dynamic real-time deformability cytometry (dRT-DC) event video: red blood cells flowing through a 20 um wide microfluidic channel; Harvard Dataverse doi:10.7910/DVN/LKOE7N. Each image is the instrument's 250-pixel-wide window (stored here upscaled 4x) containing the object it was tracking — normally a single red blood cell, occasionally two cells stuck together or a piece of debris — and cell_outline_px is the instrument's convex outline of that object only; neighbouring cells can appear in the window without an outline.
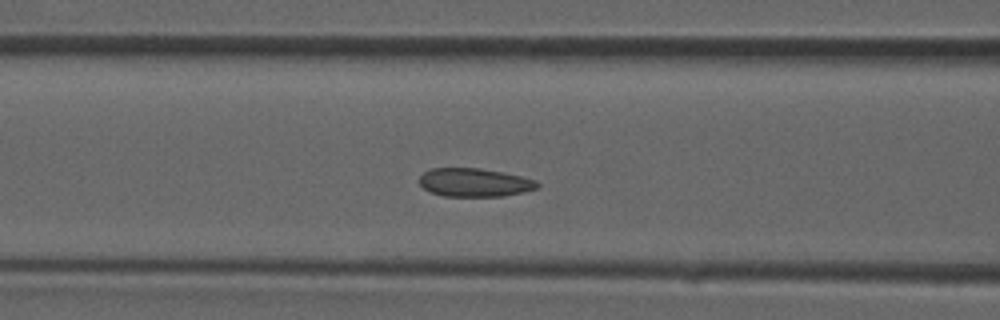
{"species": "common noctule bat (a hibernating species)", "species_latin": "Nyctalus noctula", "temperature_condition": "room temperature", "stored_images_in_passage": 31, "camera_frame_rate_fps": 3000, "um_per_image_px": 0.085, "animal": {"sex": "male", "forearm_length_mm": 52.5}, "frame": {"image": 1, "passage_image": 7, "time_ms": 2.0, "image_size_px": [1000, 320], "cell_outline_px": [[540, 184], [536, 188], [524, 192], [504, 196], [444, 196], [428, 192], [420, 184], [420, 176], [428, 168], [480, 168], [504, 172], [536, 180]], "centroid_in_image_um": [40.32, 15.51], "position_along_channel_um": 126.3, "area_um2": 19.65}}
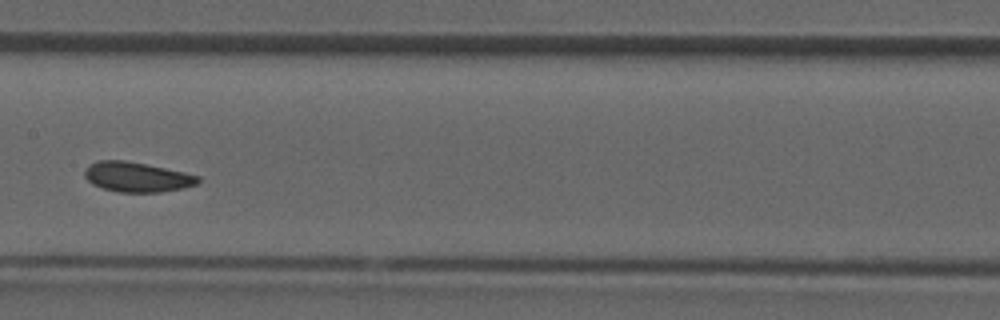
{"frame": {"image": 2, "passage_image": 11, "time_ms": 3.333, "image_size_px": [1000, 320], "cell_outline_px": [[200, 180], [196, 184], [184, 188], [160, 192], [120, 192], [104, 188], [92, 184], [84, 176], [84, 168], [88, 164], [96, 160], [124, 160], [184, 172], [200, 176]], "centroid_in_image_um": [11.6, 15.04], "position_along_channel_um": 195.8, "area_um2": 19.71}}